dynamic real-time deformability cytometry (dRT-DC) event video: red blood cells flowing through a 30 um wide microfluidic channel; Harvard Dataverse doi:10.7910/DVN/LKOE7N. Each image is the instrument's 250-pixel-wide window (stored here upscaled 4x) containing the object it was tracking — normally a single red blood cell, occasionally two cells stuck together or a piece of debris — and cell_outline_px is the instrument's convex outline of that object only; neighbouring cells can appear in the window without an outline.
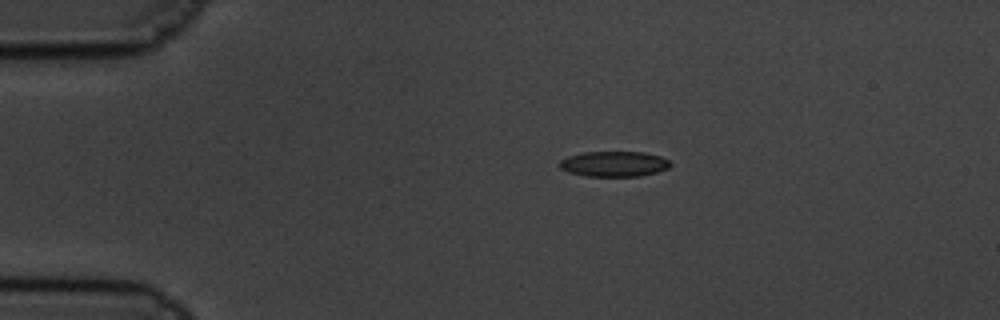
{"species": "common noctule bat (a hibernating species)", "species_latin": "Nyctalus noctula", "temperature_condition": "cold", "stored_images_in_passage": 49, "camera_frame_rate_fps": 3000, "um_per_image_px": 0.085, "animal": {"sex": "male", "body_mass_g": 19.5, "forearm_length_mm": 54.6}, "frame": {"image": 1, "passage_image": 1, "time_ms": 0.0, "image_size_px": [1000, 320], "cell_outline_px": [[672, 164], [668, 168], [656, 172], [640, 176], [584, 176], [568, 172], [560, 168], [560, 160], [568, 156], [584, 152], [644, 152], [660, 156], [668, 160]], "centroid_in_image_um": [52.19, 13.93], "position_along_channel_um": 32.8, "area_um2": 16.36}}
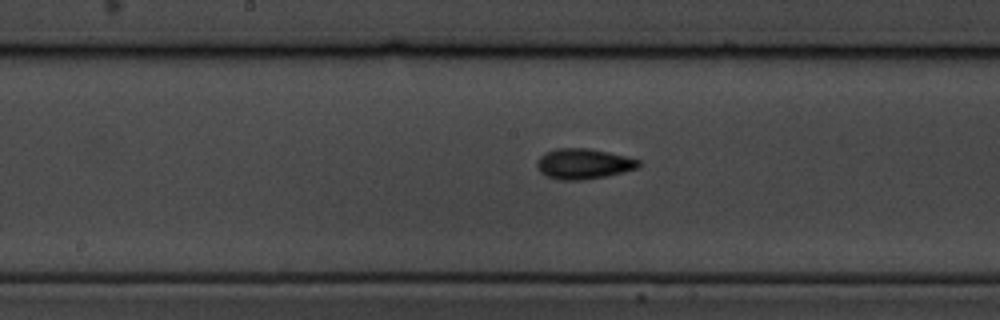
{"frame": {"image": 2, "passage_image": 20, "time_ms": 6.333, "image_size_px": [1000, 320], "cell_outline_px": [[640, 164], [636, 168], [604, 176], [580, 180], [560, 180], [548, 176], [540, 172], [536, 164], [540, 156], [544, 152], [556, 148], [588, 148], [608, 152], [640, 160]], "centroid_in_image_um": [49.54, 13.91], "position_along_channel_um": 198.7, "area_um2": 17.74}}
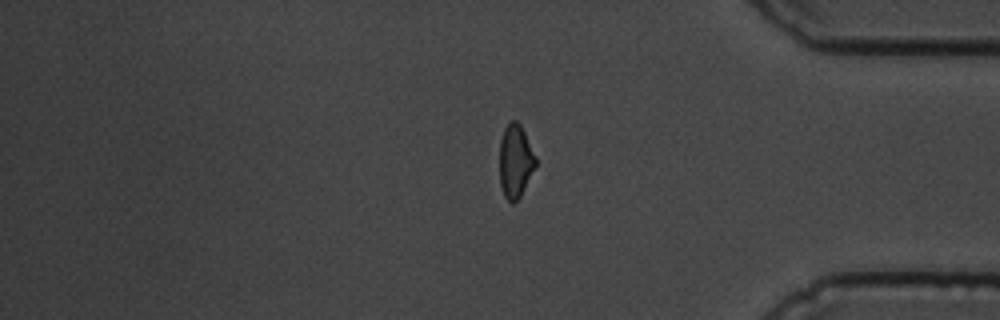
{"frame": {"image": 3, "passage_image": 39, "time_ms": 12.667, "image_size_px": [1000, 320], "cell_outline_px": [[536, 164], [520, 196], [512, 204], [504, 196], [500, 184], [500, 140], [504, 128], [508, 120], [516, 120], [520, 124], [536, 156]], "centroid_in_image_um": [43.79, 13.66], "position_along_channel_um": 391.4, "area_um2": 15.32}, "authors_computed_cell_mechanics": {"area_um2": 16.3574, "velocity_mm_per_s": 3.3644, "shape_relaxation_time_tau1_ms": 5.3214, "shape_relaxation_time_tau2_ms": 3.0707, "deformation_change_tau1": 0.1143, "deformation_change_tau2": 0.0973}}